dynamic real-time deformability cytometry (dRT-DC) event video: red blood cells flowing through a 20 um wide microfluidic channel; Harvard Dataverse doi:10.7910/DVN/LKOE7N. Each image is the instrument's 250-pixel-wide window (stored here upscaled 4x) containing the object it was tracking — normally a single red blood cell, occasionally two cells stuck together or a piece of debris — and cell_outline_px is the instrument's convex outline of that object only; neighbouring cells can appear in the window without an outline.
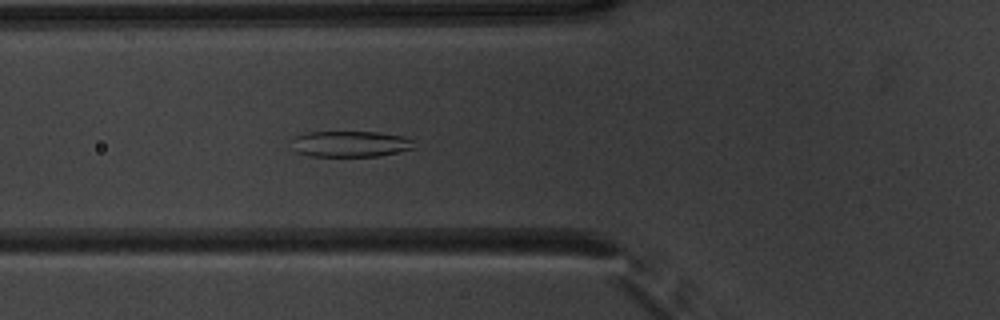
{"species": "common noctule bat (a hibernating species)", "species_latin": "Nyctalus noctula", "temperature_condition": "warm", "stored_images_in_passage": 36, "camera_frame_rate_fps": 3000, "um_per_image_px": 0.085, "animal": {"sex": "male", "body_mass_g": 20.1, "forearm_length_mm": 53.5}, "frame": {"image": 1, "passage_image": 4, "time_ms": 1.0, "image_size_px": [1000, 320], "cell_outline_px": [[416, 148], [376, 156], [308, 156], [296, 152], [288, 140], [296, 136], [308, 132], [376, 132], [404, 136], [412, 140]], "centroid_in_image_um": [29.72, 12.23], "position_along_channel_um": 96.1, "area_um2": 18.67}}
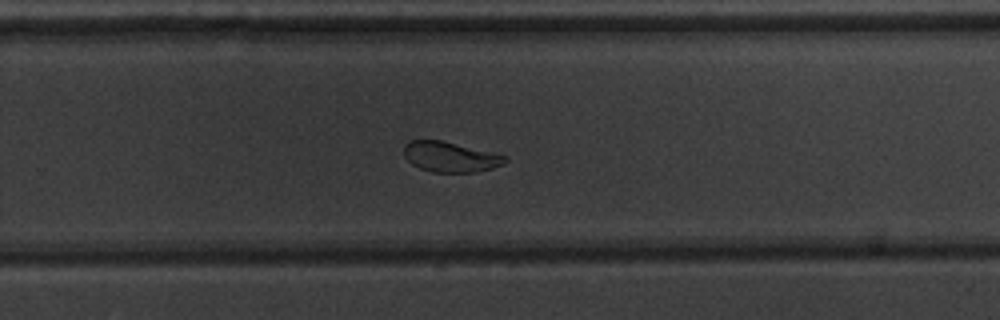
{"frame": {"image": 2, "passage_image": 19, "time_ms": 6.0, "image_size_px": [1000, 320], "cell_outline_px": [[508, 160], [504, 164], [492, 168], [476, 172], [432, 172], [420, 168], [412, 164], [404, 156], [404, 144], [408, 140], [440, 140], [508, 156]], "centroid_in_image_um": [38.27, 13.34], "position_along_channel_um": 291.5, "area_um2": 17.8}}
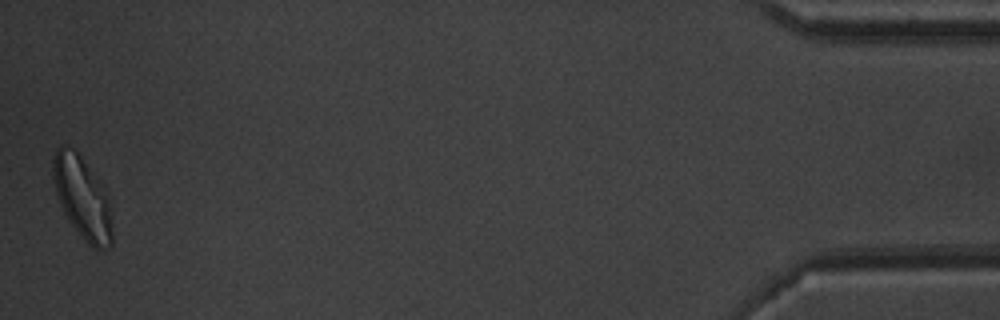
{"frame": {"image": 3, "passage_image": 36, "time_ms": 11.667, "image_size_px": [1000, 320], "cell_outline_px": [[112, 244], [108, 248], [96, 248], [88, 244], [84, 240], [72, 224], [64, 212], [60, 204], [56, 192], [52, 176], [52, 160], [56, 148], [60, 144], [64, 144], [72, 148], [80, 156], [104, 188], [108, 196], [112, 224]], "centroid_in_image_um": [6.99, 16.79], "position_along_channel_um": 428.2, "area_um2": 28.09}, "authors_computed_cell_mechanics": {"area_um2": 19.4208, "velocity_mm_per_s": 3.9083, "shape_relaxation_time_tau1_ms": 4.7943, "shape_relaxation_time_tau2_ms": 1.6239, "deformation_change_tau1": 0.1506, "deformation_change_tau2": 0.0655}}